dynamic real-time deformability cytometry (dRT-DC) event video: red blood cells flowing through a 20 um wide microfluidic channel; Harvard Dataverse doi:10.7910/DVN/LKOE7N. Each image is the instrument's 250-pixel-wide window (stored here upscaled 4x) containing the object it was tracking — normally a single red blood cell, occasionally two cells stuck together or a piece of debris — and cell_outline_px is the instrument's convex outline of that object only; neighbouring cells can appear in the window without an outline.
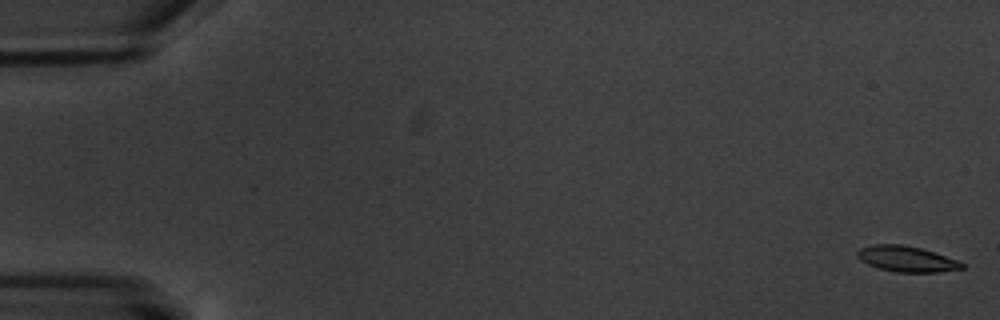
{"species": "common noctule bat (a hibernating species)", "species_latin": "Nyctalus noctula", "temperature_condition": "warm", "stored_images_in_passage": 5, "camera_frame_rate_fps": 3000, "um_per_image_px": 0.085, "animal": {"sex": "male", "body_mass_g": 20.1, "forearm_length_mm": 53.5}, "frame": {"image": 1, "passage_image": 1, "time_ms": 0.0, "image_size_px": [1000, 320], "cell_outline_px": [[964, 268], [940, 272], [896, 272], [876, 268], [860, 260], [856, 256], [856, 252], [860, 248], [876, 244], [900, 244], [920, 248], [960, 260], [964, 264]], "centroid_in_image_um": [77.06, 22.01], "position_along_channel_um": 7.9, "area_um2": 15.78}}
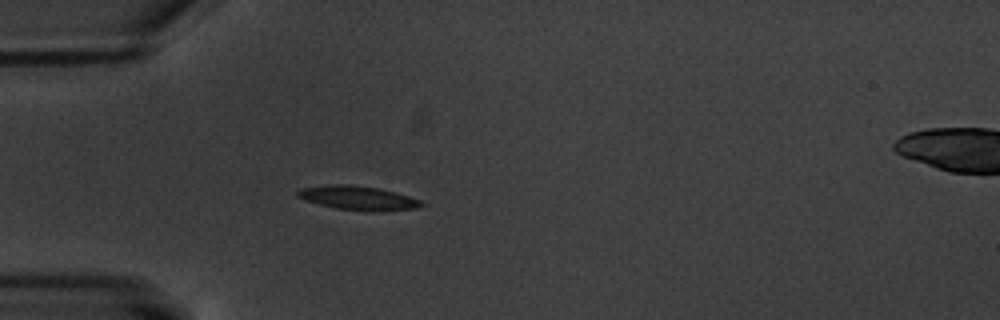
{"frame": {"image": 2, "passage_image": 5, "time_ms": 5.667, "image_size_px": [1000, 320], "cell_outline_px": [[424, 204], [416, 208], [372, 212], [368, 212], [336, 208], [304, 200], [296, 196], [296, 192], [300, 188], [328, 184], [348, 184], [376, 188], [396, 192], [420, 200]], "centroid_in_image_um": [30.39, 16.83], "position_along_channel_um": 54.6, "area_um2": 17.34}}